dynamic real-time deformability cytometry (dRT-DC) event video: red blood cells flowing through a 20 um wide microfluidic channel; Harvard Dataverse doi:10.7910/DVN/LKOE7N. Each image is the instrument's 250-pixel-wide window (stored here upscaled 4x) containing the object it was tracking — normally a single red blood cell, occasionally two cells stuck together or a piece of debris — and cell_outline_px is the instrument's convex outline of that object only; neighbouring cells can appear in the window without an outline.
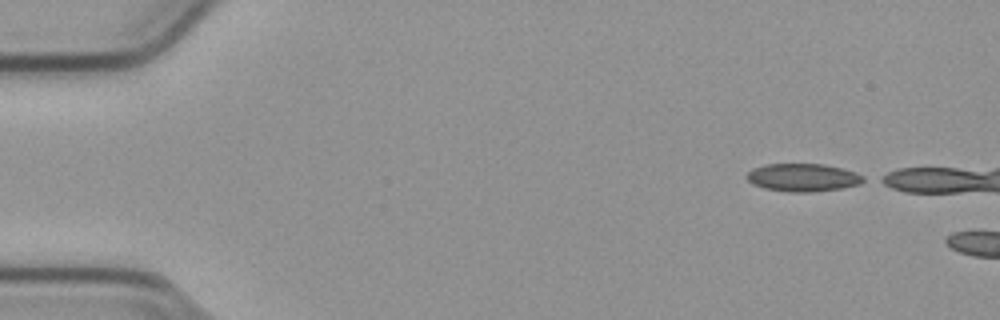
{"species": "common noctule bat (a hibernating species)", "species_latin": "Nyctalus noctula", "temperature_condition": "cold", "stored_images_in_passage": 4, "camera_frame_rate_fps": 3000, "um_per_image_px": 0.085, "animal": {"sex": "male", "body_mass_g": 23.1, "forearm_length_mm": 52.7}, "frame": {"image": 1, "passage_image": 1, "time_ms": 0.0, "image_size_px": [1000, 320], "cell_outline_px": [[868, 180], [860, 184], [840, 188], [812, 192], [788, 192], [764, 188], [752, 184], [744, 176], [752, 168], [764, 164], [824, 164], [856, 172], [864, 176]], "centroid_in_image_um": [68.24, 15.09], "position_along_channel_um": 16.8, "area_um2": 19.13}}